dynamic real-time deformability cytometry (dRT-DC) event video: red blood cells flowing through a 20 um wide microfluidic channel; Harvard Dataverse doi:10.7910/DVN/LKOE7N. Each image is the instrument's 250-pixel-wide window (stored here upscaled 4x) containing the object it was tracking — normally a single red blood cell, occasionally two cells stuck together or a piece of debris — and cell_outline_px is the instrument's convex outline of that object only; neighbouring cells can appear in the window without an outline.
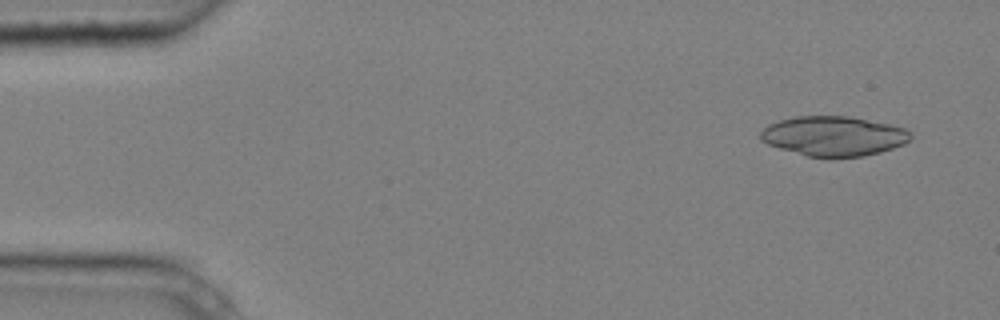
{"species": "common noctule bat (a hibernating species)", "species_latin": "Nyctalus noctula", "temperature_condition": "cold", "stored_images_in_passage": 4, "camera_frame_rate_fps": 3000, "um_per_image_px": 0.085, "animal": {"sex": "male", "body_mass_g": 20.4}, "frame": {"image": 1, "passage_image": 1, "time_ms": 0.0, "image_size_px": [1000, 320], "cell_outline_px": [[912, 140], [904, 144], [880, 152], [864, 156], [808, 156], [780, 148], [768, 144], [760, 140], [760, 132], [768, 124], [780, 120], [796, 116], [848, 116], [888, 124], [904, 128], [912, 132]], "centroid_in_image_um": [70.87, 11.55], "position_along_channel_um": 14.1, "area_um2": 34.45}}